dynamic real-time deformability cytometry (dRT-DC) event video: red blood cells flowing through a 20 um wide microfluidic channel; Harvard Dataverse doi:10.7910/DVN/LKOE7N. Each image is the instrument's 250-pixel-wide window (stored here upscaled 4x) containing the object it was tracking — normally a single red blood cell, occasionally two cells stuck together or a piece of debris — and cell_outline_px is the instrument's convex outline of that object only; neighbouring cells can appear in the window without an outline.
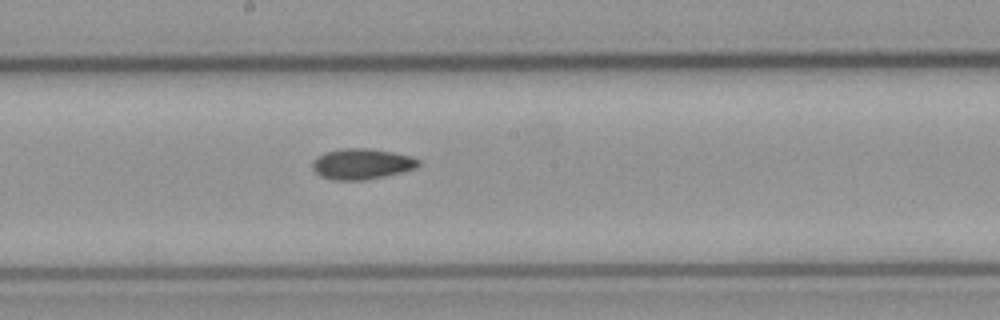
{"species": "common noctule bat (a hibernating species)", "species_latin": "Nyctalus noctula", "temperature_condition": "cold", "stored_images_in_passage": 6, "camera_frame_rate_fps": 3000, "um_per_image_px": 0.085, "animal": {"sex": "male", "body_mass_g": 23.1, "forearm_length_mm": 52.7}, "frame": {"image": 1, "passage_image": 6, "time_ms": 6.667, "image_size_px": [1000, 320], "cell_outline_px": [[420, 164], [416, 168], [404, 172], [364, 180], [332, 180], [320, 176], [312, 168], [312, 164], [316, 156], [324, 152], [344, 148], [368, 148], [392, 152], [412, 156], [420, 160]], "centroid_in_image_um": [30.75, 13.93], "position_along_channel_um": 217.4, "area_um2": 19.13}}